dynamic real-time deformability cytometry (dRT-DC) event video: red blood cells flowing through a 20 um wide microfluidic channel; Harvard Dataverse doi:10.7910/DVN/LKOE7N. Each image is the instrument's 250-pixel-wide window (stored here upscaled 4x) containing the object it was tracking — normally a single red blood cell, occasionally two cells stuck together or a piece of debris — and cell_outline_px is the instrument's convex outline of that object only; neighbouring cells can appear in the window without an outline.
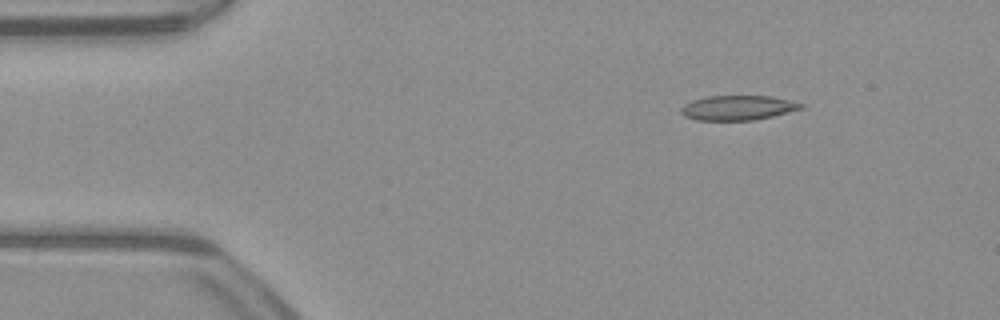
{"species": "common noctule bat (a hibernating species)", "species_latin": "Nyctalus noctula", "temperature_condition": "warm", "stored_images_in_passage": 45, "camera_frame_rate_fps": 3000, "um_per_image_px": 0.085, "animal": {"sex": "male", "body_mass_g": 23.1, "forearm_length_mm": 52.7}, "frame": {"image": 1, "passage_image": 1, "time_ms": 0.0, "image_size_px": [1000, 320], "cell_outline_px": [[804, 108], [772, 116], [752, 120], [696, 120], [684, 116], [680, 112], [680, 108], [684, 104], [692, 100], [708, 96], [772, 96], [804, 104]], "centroid_in_image_um": [62.69, 9.16], "position_along_channel_um": 22.3, "area_um2": 17.22}}
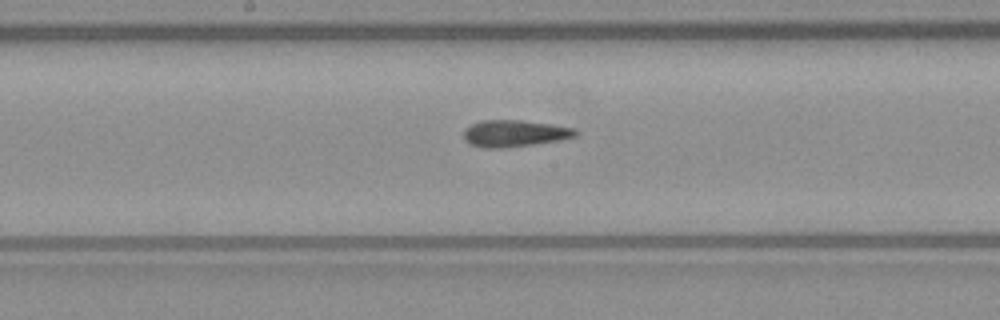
{"frame": {"image": 2, "passage_image": 20, "time_ms": 6.333, "image_size_px": [1000, 320], "cell_outline_px": [[580, 132], [576, 136], [560, 140], [504, 148], [480, 148], [464, 140], [464, 128], [480, 120], [520, 120], [552, 124], [576, 128]], "centroid_in_image_um": [43.74, 11.33], "position_along_channel_um": 204.5, "area_um2": 17.57}}
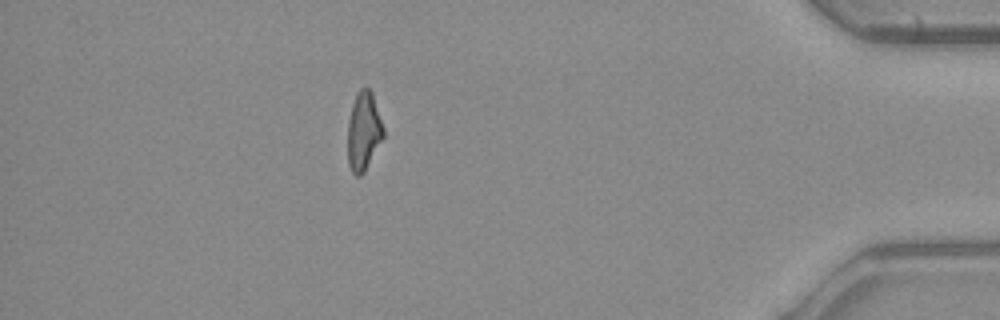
{"frame": {"image": 3, "passage_image": 39, "time_ms": 12.667, "image_size_px": [1000, 320], "cell_outline_px": [[384, 136], [364, 172], [360, 176], [356, 176], [352, 172], [348, 164], [348, 120], [352, 104], [356, 92], [360, 88], [368, 88], [372, 92], [384, 128]], "centroid_in_image_um": [30.9, 11.14], "position_along_channel_um": 404.3, "area_um2": 16.36}, "authors_computed_cell_mechanics": {"area_um2": 17.1666, "velocity_mm_per_s": 4.0066, "shape_relaxation_time_tau1_ms": null, "shape_relaxation_time_tau2_ms": 3.5559, "deformation_change_tau1": null, "deformation_change_tau2": 0.152}}